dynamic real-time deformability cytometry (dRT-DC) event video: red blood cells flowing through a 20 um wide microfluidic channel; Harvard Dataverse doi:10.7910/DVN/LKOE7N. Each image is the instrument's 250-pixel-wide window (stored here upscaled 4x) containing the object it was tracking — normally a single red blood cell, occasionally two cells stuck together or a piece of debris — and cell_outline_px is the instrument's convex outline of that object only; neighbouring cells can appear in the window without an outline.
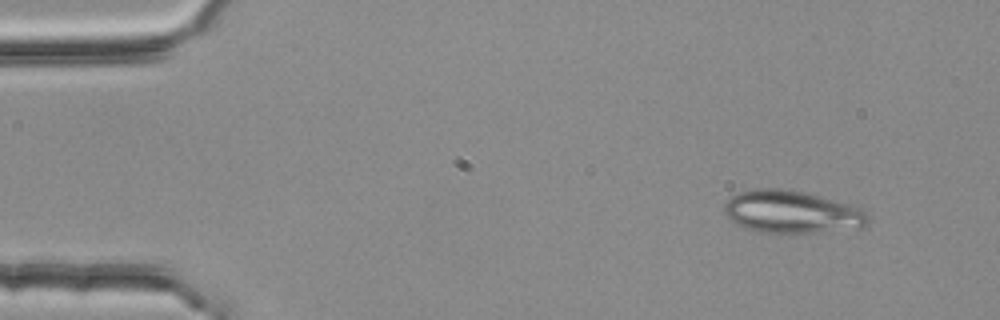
{"species": "common noctule bat (a hibernating species)", "species_latin": "Nyctalus noctula", "temperature_condition": "room temperature", "stored_images_in_passage": 3, "camera_frame_rate_fps": 3000, "um_per_image_px": 0.085, "animal": {"sex": "female", "body_mass_g": 25.1}, "frame": {"image": 1, "passage_image": 1, "time_ms": 0.0, "image_size_px": [1000, 320], "cell_outline_px": [[868, 224], [860, 228], [816, 232], [764, 232], [748, 228], [736, 224], [724, 212], [724, 204], [736, 192], [756, 188], [780, 188], [804, 192], [848, 204], [860, 208], [868, 212]], "centroid_in_image_um": [67.3, 18.0], "position_along_channel_um": 17.7, "area_um2": 35.32}}